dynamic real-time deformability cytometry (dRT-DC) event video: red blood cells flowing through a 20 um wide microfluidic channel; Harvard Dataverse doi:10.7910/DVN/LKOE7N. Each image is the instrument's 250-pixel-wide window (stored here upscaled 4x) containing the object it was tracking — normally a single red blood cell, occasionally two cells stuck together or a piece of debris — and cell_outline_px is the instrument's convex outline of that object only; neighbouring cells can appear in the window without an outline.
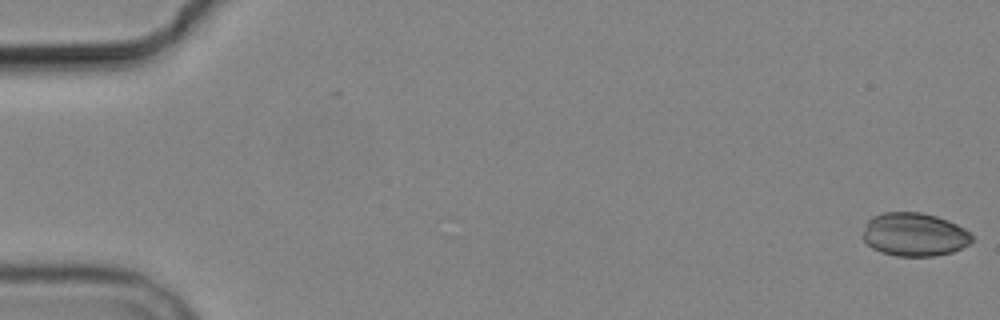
{"species": "common noctule bat (a hibernating species)", "species_latin": "Nyctalus noctula", "temperature_condition": "cold", "stored_images_in_passage": 6, "camera_frame_rate_fps": 3000, "um_per_image_px": 0.085, "animal": {"sex": "male", "body_mass_g": 19.2, "forearm_length_mm": 51.8}, "frame": {"image": 1, "passage_image": 1, "time_ms": 0.0, "image_size_px": [1000, 320], "cell_outline_px": [[972, 240], [968, 244], [952, 252], [932, 256], [896, 256], [880, 252], [872, 248], [864, 240], [864, 228], [868, 220], [872, 216], [884, 212], [920, 212], [936, 216], [948, 220], [964, 228], [972, 236]], "centroid_in_image_um": [77.7, 19.93], "position_along_channel_um": 7.3, "area_um2": 27.46}}
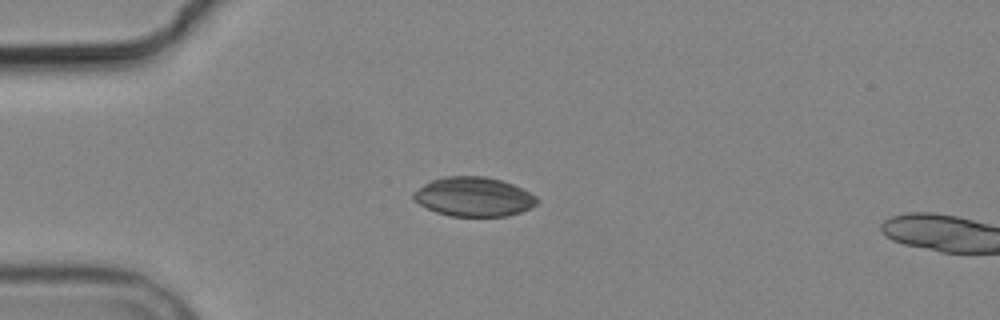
{"frame": {"image": 2, "passage_image": 5, "time_ms": 4.667, "image_size_px": [1000, 320], "cell_outline_px": [[540, 200], [536, 204], [520, 212], [508, 216], [448, 216], [436, 212], [420, 204], [412, 196], [412, 192], [424, 184], [432, 180], [444, 176], [484, 176], [500, 180], [512, 184], [536, 196]], "centroid_in_image_um": [40.25, 16.72], "position_along_channel_um": 44.7, "area_um2": 28.09}}